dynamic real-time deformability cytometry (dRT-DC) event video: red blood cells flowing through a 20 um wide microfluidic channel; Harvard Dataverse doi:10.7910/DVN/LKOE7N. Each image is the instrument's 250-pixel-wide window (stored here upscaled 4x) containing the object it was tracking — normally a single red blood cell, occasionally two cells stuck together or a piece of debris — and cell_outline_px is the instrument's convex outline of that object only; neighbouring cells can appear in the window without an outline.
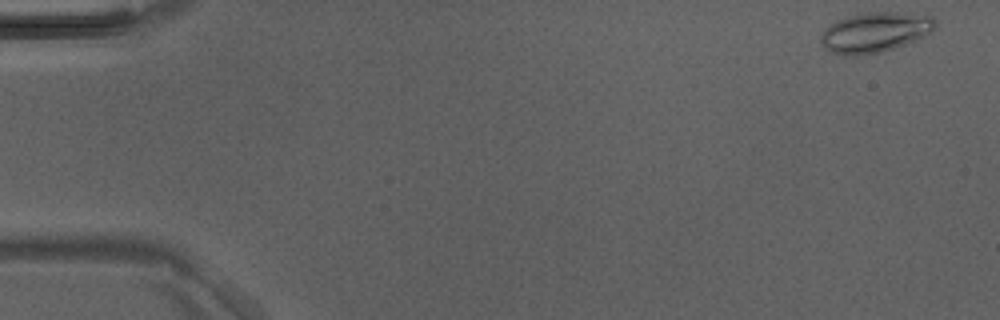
{"species": "Egyptian fruit bat (a non-hibernating species)", "species_latin": "Rousettus aegyptiacus", "temperature_condition": "room temperature", "stored_images_in_passage": 9, "camera_frame_rate_fps": 3000, "um_per_image_px": 0.085, "animal": {"sex": "male"}, "frame": {"image": 1, "passage_image": 1, "time_ms": 0.0, "image_size_px": [1000, 320], "cell_outline_px": [[936, 28], [932, 32], [916, 40], [880, 52], [856, 56], [844, 56], [832, 52], [824, 48], [820, 44], [820, 36], [824, 28], [836, 20], [848, 16], [868, 12], [904, 12], [932, 16], [936, 20]], "centroid_in_image_um": [74.36, 2.74], "position_along_channel_um": 10.6, "area_um2": 27.05}}